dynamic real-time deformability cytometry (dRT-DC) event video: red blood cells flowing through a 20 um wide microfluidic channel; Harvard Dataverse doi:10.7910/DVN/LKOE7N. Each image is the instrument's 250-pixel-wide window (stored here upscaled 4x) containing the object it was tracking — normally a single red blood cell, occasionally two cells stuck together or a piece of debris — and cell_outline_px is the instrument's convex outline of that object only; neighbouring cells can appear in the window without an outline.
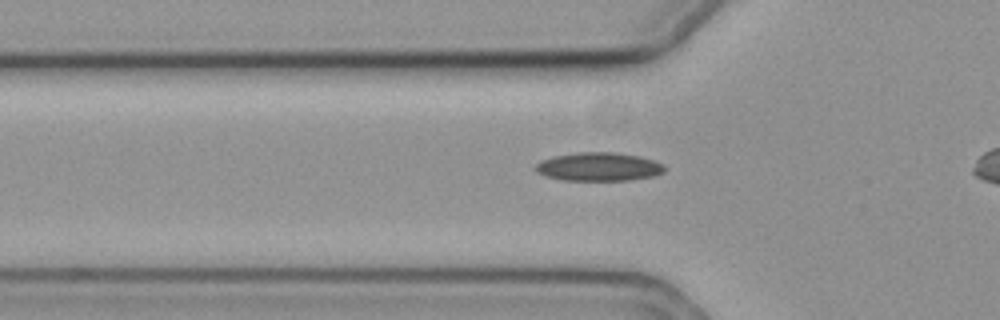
{"species": "common noctule bat (a hibernating species)", "species_latin": "Nyctalus noctula", "temperature_condition": "cold", "stored_images_in_passage": 43, "camera_frame_rate_fps": 3000, "um_per_image_px": 0.085, "animal": {"sex": "female", "body_mass_g": 19.3, "forearm_length_mm": 54.1}, "frame": {"image": 1, "passage_image": 14, "time_ms": 4.333, "image_size_px": [1000, 320], "cell_outline_px": [[664, 172], [656, 176], [628, 180], [560, 180], [544, 176], [536, 172], [532, 168], [540, 160], [552, 156], [580, 152], [616, 152], [640, 156], [664, 164]], "centroid_in_image_um": [50.85, 14.17], "position_along_channel_um": 75.0, "area_um2": 21.73}}
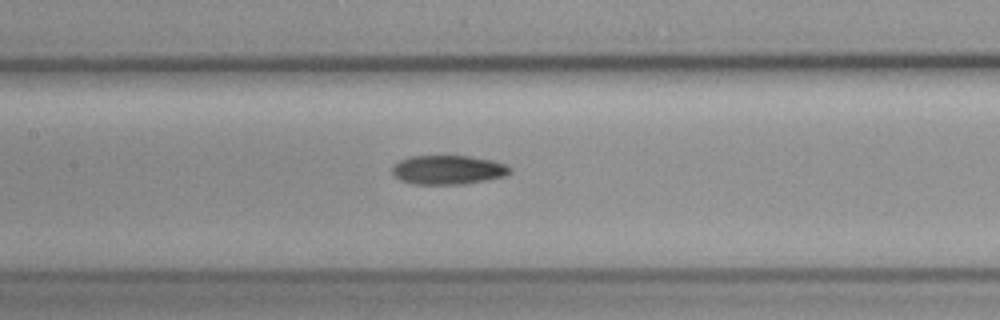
{"frame": {"image": 2, "passage_image": 22, "time_ms": 7.0, "image_size_px": [1000, 320], "cell_outline_px": [[512, 172], [508, 176], [488, 180], [464, 184], [416, 184], [400, 180], [392, 172], [392, 168], [400, 160], [408, 156], [468, 156], [492, 160], [504, 164], [512, 168]], "centroid_in_image_um": [38.14, 14.44], "position_along_channel_um": 169.3, "area_um2": 20.06}}
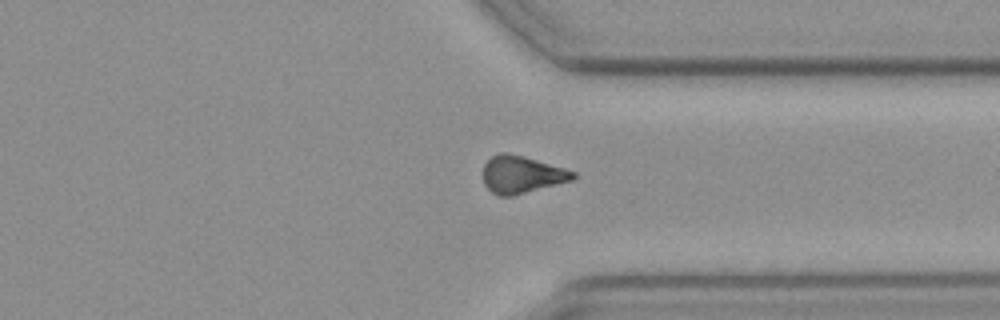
{"frame": {"image": 3, "passage_image": 39, "time_ms": 12.667, "image_size_px": [1000, 320], "cell_outline_px": [[576, 176], [572, 180], [512, 196], [496, 196], [484, 184], [484, 164], [492, 156], [500, 152], [508, 152], [524, 156], [564, 168], [576, 172]], "centroid_in_image_um": [44.33, 14.83], "position_along_channel_um": 367.1, "area_um2": 19.48}}